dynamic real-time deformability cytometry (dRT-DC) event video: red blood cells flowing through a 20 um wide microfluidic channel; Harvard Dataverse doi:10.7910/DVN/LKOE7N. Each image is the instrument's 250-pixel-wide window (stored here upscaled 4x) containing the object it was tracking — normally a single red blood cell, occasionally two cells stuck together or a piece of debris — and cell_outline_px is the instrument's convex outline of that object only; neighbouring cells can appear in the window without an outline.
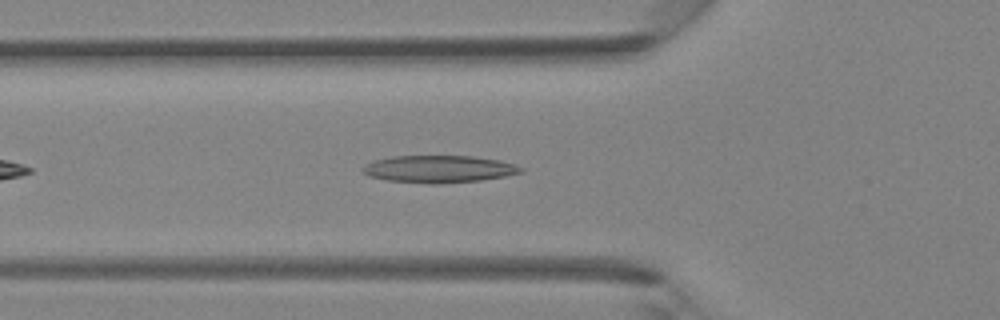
{"species": "Egyptian fruit bat (a non-hibernating species)", "species_latin": "Rousettus aegyptiacus", "temperature_condition": "room temperature", "stored_images_in_passage": 29, "camera_frame_rate_fps": 3000, "um_per_image_px": 0.085, "animal": {"sex": "female"}, "frame": {"image": 1, "passage_image": 5, "time_ms": 1.333, "image_size_px": [1000, 320], "cell_outline_px": [[524, 172], [504, 176], [480, 180], [436, 184], [428, 184], [388, 180], [368, 176], [360, 168], [364, 164], [372, 160], [392, 156], [472, 156], [500, 160], [524, 168]], "centroid_in_image_um": [37.26, 14.36], "position_along_channel_um": 88.5, "area_um2": 25.2}}
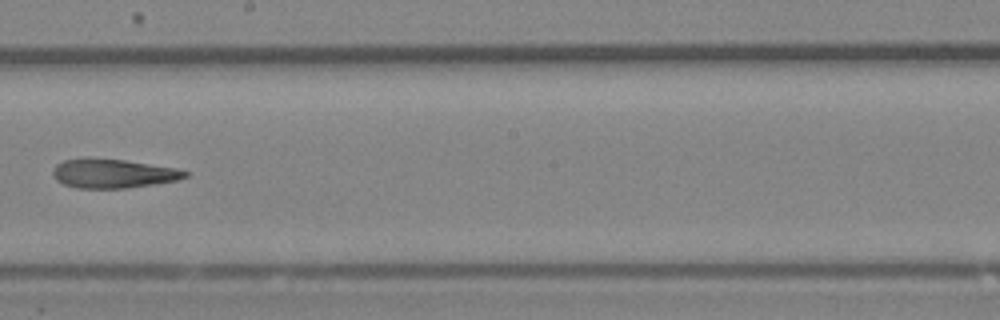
{"frame": {"image": 2, "passage_image": 14, "time_ms": 4.333, "image_size_px": [1000, 320], "cell_outline_px": [[188, 176], [176, 180], [128, 188], [76, 188], [64, 184], [56, 180], [52, 176], [52, 168], [56, 164], [64, 160], [88, 156], [124, 160], [176, 168], [188, 172]], "centroid_in_image_um": [9.53, 14.73], "position_along_channel_um": 238.7, "area_um2": 22.66}}
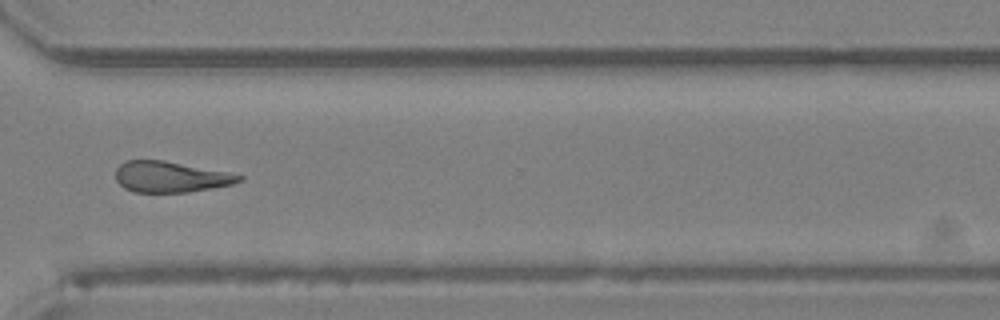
{"frame": {"image": 3, "passage_image": 21, "time_ms": 6.667, "image_size_px": [1000, 320], "cell_outline_px": [[244, 180], [232, 184], [188, 192], [136, 192], [124, 188], [116, 180], [116, 168], [124, 160], [164, 160], [244, 176]], "centroid_in_image_um": [14.45, 15.03], "position_along_channel_um": 356.1, "area_um2": 21.96}}